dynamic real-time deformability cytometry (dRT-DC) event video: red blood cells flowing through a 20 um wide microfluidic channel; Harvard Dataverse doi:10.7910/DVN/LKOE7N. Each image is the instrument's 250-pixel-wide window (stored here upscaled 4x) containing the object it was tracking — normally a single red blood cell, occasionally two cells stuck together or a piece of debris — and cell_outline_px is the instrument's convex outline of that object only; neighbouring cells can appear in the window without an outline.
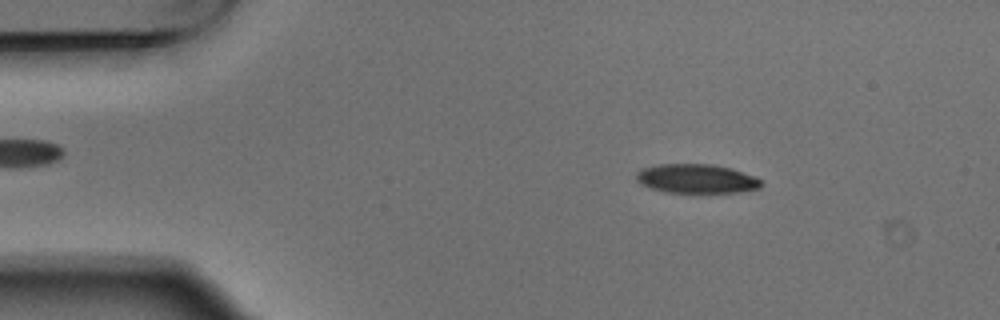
{"species": "Egyptian fruit bat (a non-hibernating species)", "species_latin": "Rousettus aegyptiacus", "temperature_condition": "warm", "stored_images_in_passage": 4, "camera_frame_rate_fps": 3000, "um_per_image_px": 0.085, "animal": {"sex": "male"}, "frame": {"image": 1, "passage_image": 2, "time_ms": 0.333, "image_size_px": [1000, 320], "cell_outline_px": [[760, 188], [740, 192], [664, 192], [640, 184], [636, 180], [636, 172], [640, 168], [656, 164], [712, 164], [728, 168], [752, 176], [760, 180]], "centroid_in_image_um": [59.11, 15.18], "position_along_channel_um": 25.9, "area_um2": 20.98}}